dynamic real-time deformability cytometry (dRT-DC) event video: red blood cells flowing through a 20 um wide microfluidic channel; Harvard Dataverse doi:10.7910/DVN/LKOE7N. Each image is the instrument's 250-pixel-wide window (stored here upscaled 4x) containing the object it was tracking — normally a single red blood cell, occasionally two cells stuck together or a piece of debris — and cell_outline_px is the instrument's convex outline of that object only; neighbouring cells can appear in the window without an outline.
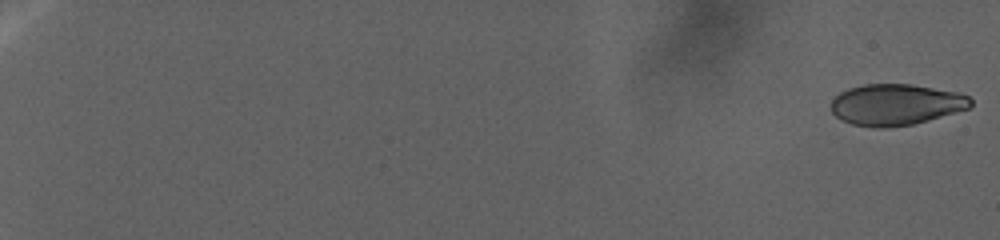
{"species": "human", "species_latin": "Homo sapiens", "temperature_condition": "warm", "stored_images_in_passage": 84, "camera_frame_rate_fps": 3000, "um_per_image_px": 0.085, "donor": {"sex": "female"}, "frame": {"image": 1, "passage_image": 1, "time_ms": 0.0, "image_size_px": [1000, 240], "cell_outline_px": [[972, 104], [968, 108], [928, 120], [912, 124], [884, 128], [880, 128], [852, 124], [836, 116], [832, 112], [832, 100], [840, 92], [848, 88], [864, 84], [912, 84], [956, 92], [968, 96], [972, 100]], "centroid_in_image_um": [76.14, 8.88], "position_along_channel_um": 8.9, "area_um2": 33.18}}
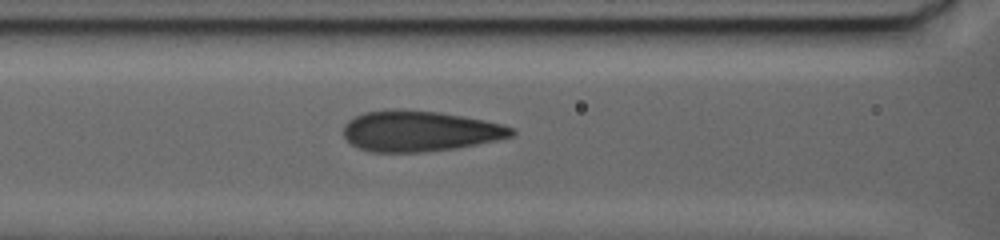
{"frame": {"image": 2, "passage_image": 49, "time_ms": 30.0, "image_size_px": [1000, 240], "cell_outline_px": [[516, 132], [512, 136], [496, 140], [456, 148], [420, 152], [368, 152], [352, 144], [344, 136], [344, 124], [348, 120], [364, 112], [384, 108], [404, 108], [440, 112], [484, 120], [500, 124], [512, 128]], "centroid_in_image_um": [35.62, 11.12], "position_along_channel_um": 131.0, "area_um2": 40.06}}
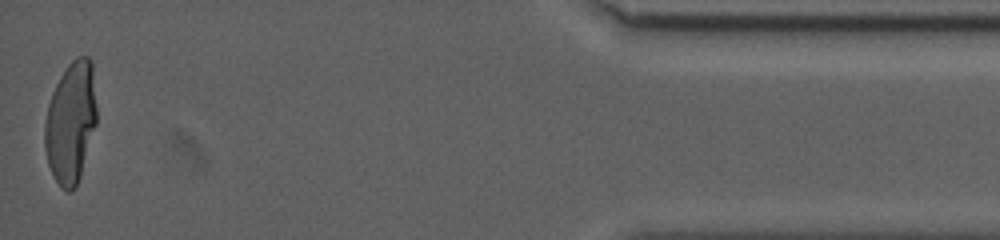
{"frame": {"image": 3, "passage_image": 84, "time_ms": 57.333, "image_size_px": [1000, 240], "cell_outline_px": [[96, 124], [80, 176], [76, 184], [68, 192], [60, 188], [48, 164], [44, 148], [44, 124], [48, 104], [52, 92], [60, 76], [68, 64], [76, 56], [88, 56], [92, 60], [96, 108]], "centroid_in_image_um": [6.0, 10.37], "position_along_channel_um": 429.2, "area_um2": 36.7}}